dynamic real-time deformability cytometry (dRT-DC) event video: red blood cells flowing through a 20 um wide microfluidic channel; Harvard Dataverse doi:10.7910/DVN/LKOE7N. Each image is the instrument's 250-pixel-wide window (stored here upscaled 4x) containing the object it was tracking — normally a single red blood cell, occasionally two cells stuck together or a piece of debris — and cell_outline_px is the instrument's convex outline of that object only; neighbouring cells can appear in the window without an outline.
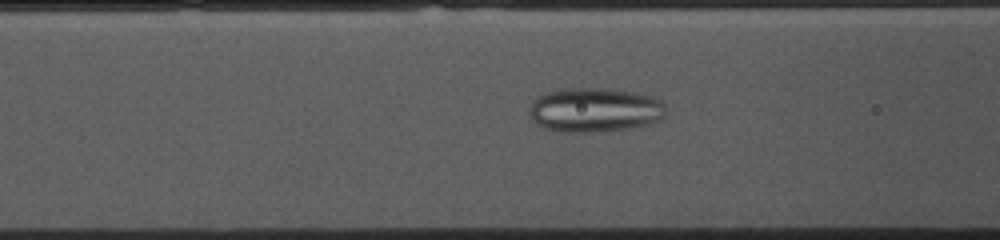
{"species": "common noctule bat (a hibernating species)", "species_latin": "Nyctalus noctula", "temperature_condition": "cold", "stored_images_in_passage": 47, "camera_frame_rate_fps": 3000, "um_per_image_px": 0.085, "animal": {"sex": "female", "body_mass_g": 10.0, "forearm_length_mm": 53.1}, "frame": {"image": 1, "passage_image": 19, "time_ms": 6.0, "image_size_px": [1000, 240], "cell_outline_px": [[668, 112], [660, 120], [648, 124], [624, 128], [592, 132], [560, 132], [544, 128], [536, 124], [532, 120], [528, 112], [532, 100], [536, 96], [544, 92], [564, 88], [604, 88], [636, 92], [652, 96], [660, 100], [664, 104]], "centroid_in_image_um": [50.51, 9.33], "position_along_channel_um": 116.1, "area_um2": 35.72}}
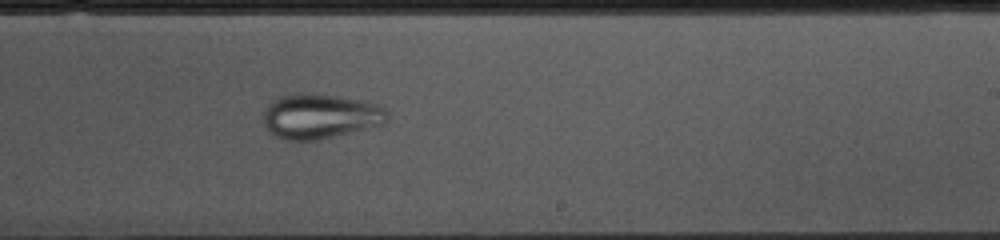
{"frame": {"image": 2, "passage_image": 31, "time_ms": 10.0, "image_size_px": [1000, 240], "cell_outline_px": [[388, 116], [384, 124], [316, 140], [288, 140], [276, 136], [268, 132], [264, 124], [264, 108], [272, 100], [280, 96], [300, 92], [304, 92], [336, 96], [384, 104], [388, 112]], "centroid_in_image_um": [27.22, 9.86], "position_along_channel_um": 261.8, "area_um2": 32.6}}
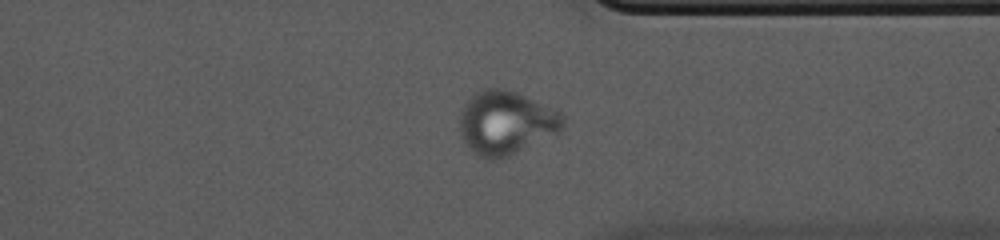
{"frame": {"image": 3, "passage_image": 40, "time_ms": 13.0, "image_size_px": [1000, 240], "cell_outline_px": [[564, 128], [560, 132], [508, 156], [496, 160], [488, 160], [480, 156], [468, 148], [464, 144], [460, 132], [460, 116], [464, 100], [476, 92], [484, 88], [504, 88], [516, 92], [556, 108], [564, 116]], "centroid_in_image_um": [43.0, 10.42], "position_along_channel_um": 368.4, "area_um2": 38.78}}